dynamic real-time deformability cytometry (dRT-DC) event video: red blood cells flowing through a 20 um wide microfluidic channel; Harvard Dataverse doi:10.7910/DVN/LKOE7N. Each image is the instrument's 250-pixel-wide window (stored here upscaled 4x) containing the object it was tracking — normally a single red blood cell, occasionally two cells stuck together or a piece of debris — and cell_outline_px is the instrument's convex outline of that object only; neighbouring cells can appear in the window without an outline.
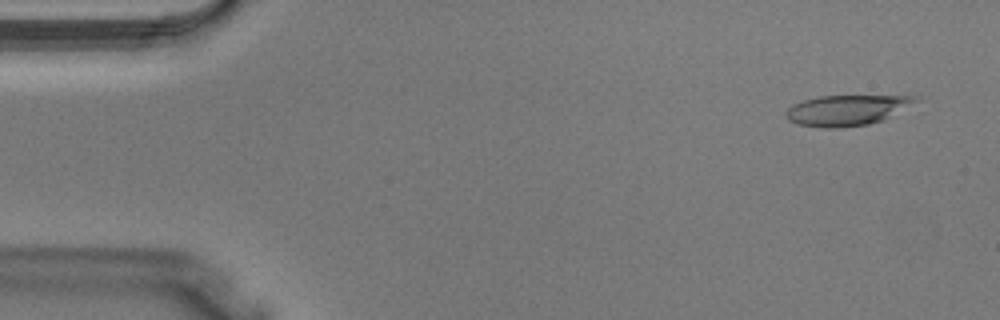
{"species": "Egyptian fruit bat (a non-hibernating species)", "species_latin": "Rousettus aegyptiacus", "temperature_condition": "warm", "stored_images_in_passage": 38, "camera_frame_rate_fps": 3000, "um_per_image_px": 0.085, "animal": {"sex": "male"}, "frame": {"image": 1, "passage_image": 2, "time_ms": 0.333, "image_size_px": [1000, 320], "cell_outline_px": [[920, 96], [916, 100], [884, 120], [868, 124], [836, 128], [824, 128], [796, 124], [788, 120], [784, 116], [784, 112], [792, 104], [804, 100], [820, 96]], "centroid_in_image_um": [71.87, 9.38], "position_along_channel_um": 13.1, "area_um2": 22.77}}
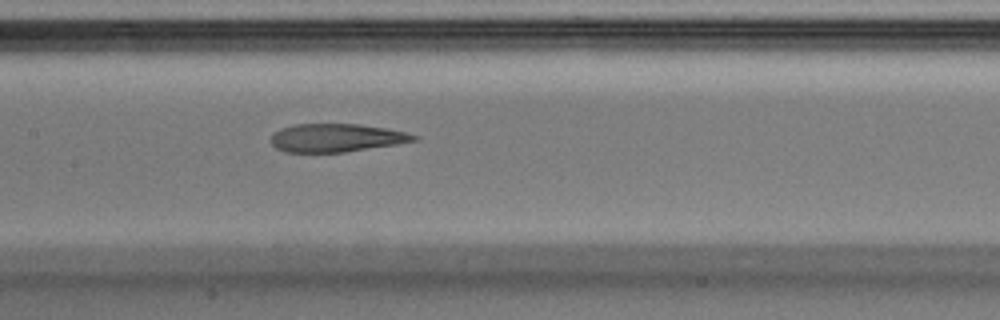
{"frame": {"image": 2, "passage_image": 18, "time_ms": 5.667, "image_size_px": [1000, 320], "cell_outline_px": [[420, 140], [396, 144], [344, 152], [284, 152], [276, 148], [272, 144], [272, 136], [276, 132], [284, 128], [296, 124], [356, 124], [388, 128], [420, 136]], "centroid_in_image_um": [28.64, 11.72], "position_along_channel_um": 178.8, "area_um2": 23.29}}
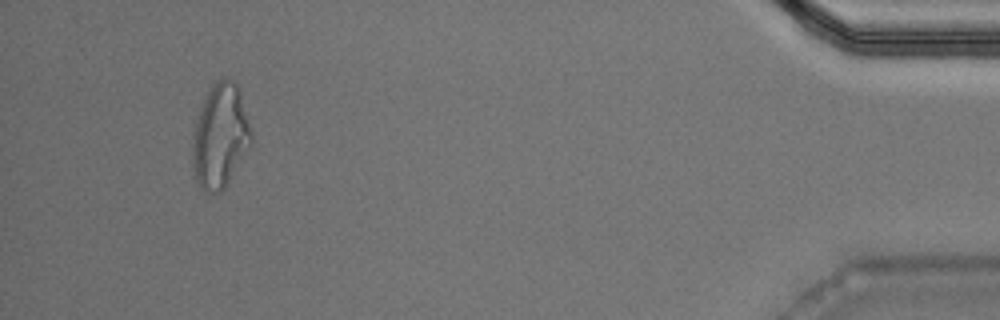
{"frame": {"image": 3, "passage_image": 36, "time_ms": 11.667, "image_size_px": [1000, 320], "cell_outline_px": [[252, 144], [228, 184], [220, 192], [208, 192], [196, 180], [192, 164], [192, 132], [196, 120], [204, 100], [212, 84], [228, 76], [240, 88], [252, 132]], "centroid_in_image_um": [18.74, 11.56], "position_along_channel_um": 416.5, "area_um2": 35.84}}